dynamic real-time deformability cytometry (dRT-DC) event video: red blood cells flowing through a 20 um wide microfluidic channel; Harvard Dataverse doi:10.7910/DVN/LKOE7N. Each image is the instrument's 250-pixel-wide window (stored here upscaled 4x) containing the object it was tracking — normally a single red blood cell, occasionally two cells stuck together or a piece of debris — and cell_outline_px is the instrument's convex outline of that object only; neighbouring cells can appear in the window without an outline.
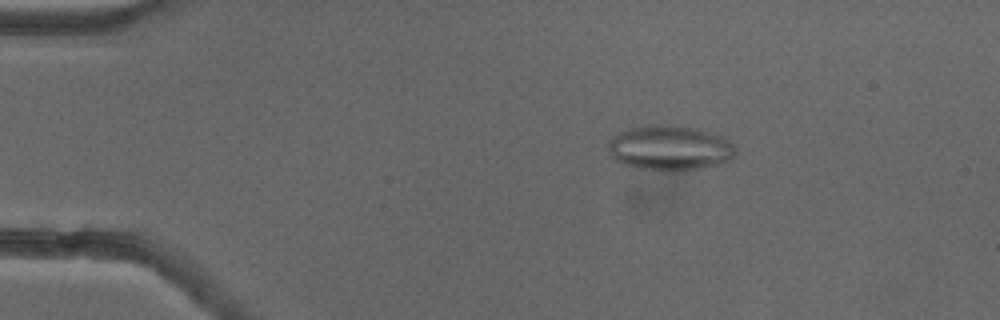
{"species": "common noctule bat (a hibernating species)", "species_latin": "Nyctalus noctula", "temperature_condition": "cold", "stored_images_in_passage": 54, "camera_frame_rate_fps": 3000, "um_per_image_px": 0.085, "animal": {"sex": "female"}, "frame": {"image": 1, "passage_image": 10, "time_ms": 3.0, "image_size_px": [1000, 320], "cell_outline_px": [[736, 152], [728, 160], [716, 164], [700, 168], [676, 172], [660, 172], [636, 168], [620, 164], [608, 152], [608, 140], [612, 136], [628, 128], [640, 124], [672, 124], [696, 128], [724, 136], [736, 144]], "centroid_in_image_um": [56.9, 12.57], "position_along_channel_um": 28.1, "area_um2": 34.45}}
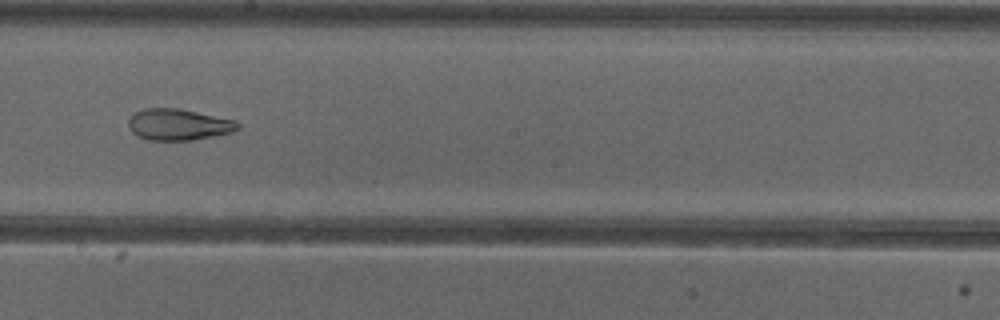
{"frame": {"image": 2, "passage_image": 31, "time_ms": 10.0, "image_size_px": [1000, 320], "cell_outline_px": [[240, 128], [232, 132], [192, 140], [148, 140], [136, 136], [128, 128], [128, 120], [136, 112], [144, 108], [180, 108], [236, 120], [240, 124]], "centroid_in_image_um": [15.17, 10.58], "position_along_channel_um": 233.0, "area_um2": 20.11}}
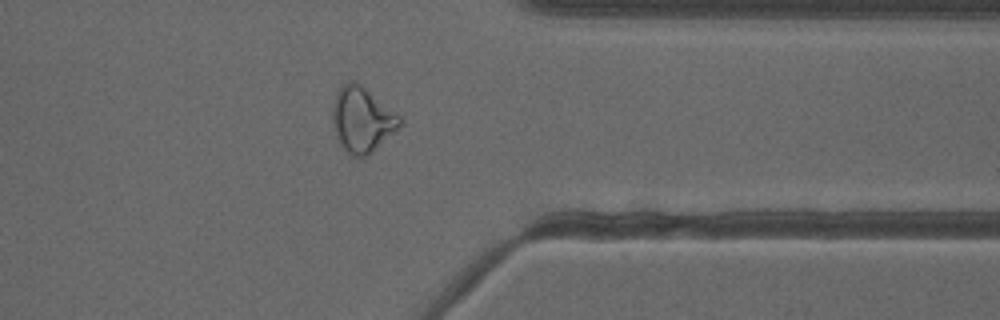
{"frame": {"image": 3, "passage_image": 43, "time_ms": 14.0, "image_size_px": [1000, 320], "cell_outline_px": [[404, 124], [400, 128], [372, 152], [364, 156], [352, 156], [340, 144], [336, 136], [332, 124], [332, 104], [336, 92], [348, 80], [352, 80], [360, 84], [400, 116]], "centroid_in_image_um": [30.77, 10.17], "position_along_channel_um": 380.6, "area_um2": 25.49}, "authors_computed_cell_mechanics": {"area_um2": 26.7325, "velocity_mm_per_s": 3.8658, "shape_relaxation_time_tau1_ms": null, "shape_relaxation_time_tau2_ms": 2.4751, "deformation_change_tau1": null, "deformation_change_tau2": 0.0991}}